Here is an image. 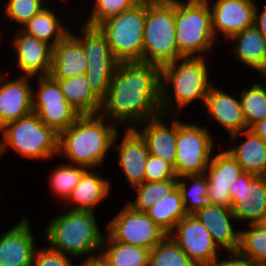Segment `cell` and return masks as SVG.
<instances>
[{
	"label": "cell",
	"instance_id": "cell-1",
	"mask_svg": "<svg viewBox=\"0 0 266 266\" xmlns=\"http://www.w3.org/2000/svg\"><path fill=\"white\" fill-rule=\"evenodd\" d=\"M160 101L161 67L119 62L99 114L116 126L128 124L126 128H136L161 113Z\"/></svg>",
	"mask_w": 266,
	"mask_h": 266
},
{
	"label": "cell",
	"instance_id": "cell-2",
	"mask_svg": "<svg viewBox=\"0 0 266 266\" xmlns=\"http://www.w3.org/2000/svg\"><path fill=\"white\" fill-rule=\"evenodd\" d=\"M120 130L100 114L82 115L59 134L58 156L71 164L89 169L99 168L113 146L116 132Z\"/></svg>",
	"mask_w": 266,
	"mask_h": 266
},
{
	"label": "cell",
	"instance_id": "cell-3",
	"mask_svg": "<svg viewBox=\"0 0 266 266\" xmlns=\"http://www.w3.org/2000/svg\"><path fill=\"white\" fill-rule=\"evenodd\" d=\"M205 58L180 57L161 67V113L168 117L175 113L177 115L178 111L186 109L196 100L202 101L204 106L205 98L214 84L209 80Z\"/></svg>",
	"mask_w": 266,
	"mask_h": 266
},
{
	"label": "cell",
	"instance_id": "cell-4",
	"mask_svg": "<svg viewBox=\"0 0 266 266\" xmlns=\"http://www.w3.org/2000/svg\"><path fill=\"white\" fill-rule=\"evenodd\" d=\"M60 214L50 219L44 230L48 247L72 258L86 255L83 261L99 259L104 235L95 212L69 209Z\"/></svg>",
	"mask_w": 266,
	"mask_h": 266
},
{
	"label": "cell",
	"instance_id": "cell-5",
	"mask_svg": "<svg viewBox=\"0 0 266 266\" xmlns=\"http://www.w3.org/2000/svg\"><path fill=\"white\" fill-rule=\"evenodd\" d=\"M175 27L178 58L206 57L217 42L207 0H175Z\"/></svg>",
	"mask_w": 266,
	"mask_h": 266
},
{
	"label": "cell",
	"instance_id": "cell-6",
	"mask_svg": "<svg viewBox=\"0 0 266 266\" xmlns=\"http://www.w3.org/2000/svg\"><path fill=\"white\" fill-rule=\"evenodd\" d=\"M175 0H146L142 62L159 67L178 59Z\"/></svg>",
	"mask_w": 266,
	"mask_h": 266
},
{
	"label": "cell",
	"instance_id": "cell-7",
	"mask_svg": "<svg viewBox=\"0 0 266 266\" xmlns=\"http://www.w3.org/2000/svg\"><path fill=\"white\" fill-rule=\"evenodd\" d=\"M0 133L2 156L9 148L19 156L35 161L58 155L59 134L45 125L36 113L7 123Z\"/></svg>",
	"mask_w": 266,
	"mask_h": 266
},
{
	"label": "cell",
	"instance_id": "cell-8",
	"mask_svg": "<svg viewBox=\"0 0 266 266\" xmlns=\"http://www.w3.org/2000/svg\"><path fill=\"white\" fill-rule=\"evenodd\" d=\"M146 0L98 25L119 62H142Z\"/></svg>",
	"mask_w": 266,
	"mask_h": 266
},
{
	"label": "cell",
	"instance_id": "cell-9",
	"mask_svg": "<svg viewBox=\"0 0 266 266\" xmlns=\"http://www.w3.org/2000/svg\"><path fill=\"white\" fill-rule=\"evenodd\" d=\"M210 131L196 123L177 119L175 172L178 177L204 174L213 155Z\"/></svg>",
	"mask_w": 266,
	"mask_h": 266
},
{
	"label": "cell",
	"instance_id": "cell-10",
	"mask_svg": "<svg viewBox=\"0 0 266 266\" xmlns=\"http://www.w3.org/2000/svg\"><path fill=\"white\" fill-rule=\"evenodd\" d=\"M118 212L105 227L116 241L151 250L168 235L145 212L135 211L127 204Z\"/></svg>",
	"mask_w": 266,
	"mask_h": 266
},
{
	"label": "cell",
	"instance_id": "cell-11",
	"mask_svg": "<svg viewBox=\"0 0 266 266\" xmlns=\"http://www.w3.org/2000/svg\"><path fill=\"white\" fill-rule=\"evenodd\" d=\"M38 78V89H33V113L57 134L66 130L79 117L66 101L59 83L50 75ZM36 91V92H35Z\"/></svg>",
	"mask_w": 266,
	"mask_h": 266
},
{
	"label": "cell",
	"instance_id": "cell-12",
	"mask_svg": "<svg viewBox=\"0 0 266 266\" xmlns=\"http://www.w3.org/2000/svg\"><path fill=\"white\" fill-rule=\"evenodd\" d=\"M229 191L236 221L263 223L266 217V176L243 172Z\"/></svg>",
	"mask_w": 266,
	"mask_h": 266
},
{
	"label": "cell",
	"instance_id": "cell-13",
	"mask_svg": "<svg viewBox=\"0 0 266 266\" xmlns=\"http://www.w3.org/2000/svg\"><path fill=\"white\" fill-rule=\"evenodd\" d=\"M168 235L197 266H213L221 257L220 248L194 214H187Z\"/></svg>",
	"mask_w": 266,
	"mask_h": 266
},
{
	"label": "cell",
	"instance_id": "cell-14",
	"mask_svg": "<svg viewBox=\"0 0 266 266\" xmlns=\"http://www.w3.org/2000/svg\"><path fill=\"white\" fill-rule=\"evenodd\" d=\"M207 1L216 40L220 34H223L225 40H229L236 33L254 25L257 6L254 0H213L214 3Z\"/></svg>",
	"mask_w": 266,
	"mask_h": 266
},
{
	"label": "cell",
	"instance_id": "cell-15",
	"mask_svg": "<svg viewBox=\"0 0 266 266\" xmlns=\"http://www.w3.org/2000/svg\"><path fill=\"white\" fill-rule=\"evenodd\" d=\"M243 172L240 164L225 149L212 156L204 173L208 180V203L231 208L229 189Z\"/></svg>",
	"mask_w": 266,
	"mask_h": 266
},
{
	"label": "cell",
	"instance_id": "cell-16",
	"mask_svg": "<svg viewBox=\"0 0 266 266\" xmlns=\"http://www.w3.org/2000/svg\"><path fill=\"white\" fill-rule=\"evenodd\" d=\"M16 51V66L22 72L21 76L35 78L50 75L53 60V46L49 43L27 35L18 29L12 40Z\"/></svg>",
	"mask_w": 266,
	"mask_h": 266
},
{
	"label": "cell",
	"instance_id": "cell-17",
	"mask_svg": "<svg viewBox=\"0 0 266 266\" xmlns=\"http://www.w3.org/2000/svg\"><path fill=\"white\" fill-rule=\"evenodd\" d=\"M124 129L120 144L117 142L119 133L116 132L113 140L116 147L112 149L118 152L120 169L132 189L145 181V164L149 153L145 139L135 128Z\"/></svg>",
	"mask_w": 266,
	"mask_h": 266
},
{
	"label": "cell",
	"instance_id": "cell-18",
	"mask_svg": "<svg viewBox=\"0 0 266 266\" xmlns=\"http://www.w3.org/2000/svg\"><path fill=\"white\" fill-rule=\"evenodd\" d=\"M31 79L33 77L19 76L5 80L4 73L0 72V129L33 112Z\"/></svg>",
	"mask_w": 266,
	"mask_h": 266
},
{
	"label": "cell",
	"instance_id": "cell-19",
	"mask_svg": "<svg viewBox=\"0 0 266 266\" xmlns=\"http://www.w3.org/2000/svg\"><path fill=\"white\" fill-rule=\"evenodd\" d=\"M30 220L20 222L0 236V263L2 266H33L36 249L35 236ZM34 236V237H33Z\"/></svg>",
	"mask_w": 266,
	"mask_h": 266
},
{
	"label": "cell",
	"instance_id": "cell-20",
	"mask_svg": "<svg viewBox=\"0 0 266 266\" xmlns=\"http://www.w3.org/2000/svg\"><path fill=\"white\" fill-rule=\"evenodd\" d=\"M213 84L205 98L204 111L208 119H213L224 128L229 136L247 130L240 97L229 95Z\"/></svg>",
	"mask_w": 266,
	"mask_h": 266
},
{
	"label": "cell",
	"instance_id": "cell-21",
	"mask_svg": "<svg viewBox=\"0 0 266 266\" xmlns=\"http://www.w3.org/2000/svg\"><path fill=\"white\" fill-rule=\"evenodd\" d=\"M212 236L213 241L222 251L237 252L240 230L233 228L236 221L231 208L221 205H206L195 214Z\"/></svg>",
	"mask_w": 266,
	"mask_h": 266
},
{
	"label": "cell",
	"instance_id": "cell-22",
	"mask_svg": "<svg viewBox=\"0 0 266 266\" xmlns=\"http://www.w3.org/2000/svg\"><path fill=\"white\" fill-rule=\"evenodd\" d=\"M166 114L142 122L141 129L135 128L145 139L148 153L170 163L175 169L177 119H173L170 127L164 122Z\"/></svg>",
	"mask_w": 266,
	"mask_h": 266
},
{
	"label": "cell",
	"instance_id": "cell-23",
	"mask_svg": "<svg viewBox=\"0 0 266 266\" xmlns=\"http://www.w3.org/2000/svg\"><path fill=\"white\" fill-rule=\"evenodd\" d=\"M240 135L246 136L245 140L237 146H229L226 151L240 164L244 172L266 176V141L251 129H247L231 135L232 143L236 142Z\"/></svg>",
	"mask_w": 266,
	"mask_h": 266
},
{
	"label": "cell",
	"instance_id": "cell-24",
	"mask_svg": "<svg viewBox=\"0 0 266 266\" xmlns=\"http://www.w3.org/2000/svg\"><path fill=\"white\" fill-rule=\"evenodd\" d=\"M87 59L81 44L69 33L53 47L50 76L66 79L86 74Z\"/></svg>",
	"mask_w": 266,
	"mask_h": 266
},
{
	"label": "cell",
	"instance_id": "cell-25",
	"mask_svg": "<svg viewBox=\"0 0 266 266\" xmlns=\"http://www.w3.org/2000/svg\"><path fill=\"white\" fill-rule=\"evenodd\" d=\"M234 57L262 76L266 73V39L255 25L236 33L229 39Z\"/></svg>",
	"mask_w": 266,
	"mask_h": 266
},
{
	"label": "cell",
	"instance_id": "cell-26",
	"mask_svg": "<svg viewBox=\"0 0 266 266\" xmlns=\"http://www.w3.org/2000/svg\"><path fill=\"white\" fill-rule=\"evenodd\" d=\"M99 175L94 169H89L63 203L72 204L70 210L95 212L94 208L109 197L112 187L110 180Z\"/></svg>",
	"mask_w": 266,
	"mask_h": 266
},
{
	"label": "cell",
	"instance_id": "cell-27",
	"mask_svg": "<svg viewBox=\"0 0 266 266\" xmlns=\"http://www.w3.org/2000/svg\"><path fill=\"white\" fill-rule=\"evenodd\" d=\"M54 80L79 116L99 114L102 101L92 92L86 74Z\"/></svg>",
	"mask_w": 266,
	"mask_h": 266
},
{
	"label": "cell",
	"instance_id": "cell-28",
	"mask_svg": "<svg viewBox=\"0 0 266 266\" xmlns=\"http://www.w3.org/2000/svg\"><path fill=\"white\" fill-rule=\"evenodd\" d=\"M106 236L99 256L105 266H148L150 249L116 241L108 232Z\"/></svg>",
	"mask_w": 266,
	"mask_h": 266
},
{
	"label": "cell",
	"instance_id": "cell-29",
	"mask_svg": "<svg viewBox=\"0 0 266 266\" xmlns=\"http://www.w3.org/2000/svg\"><path fill=\"white\" fill-rule=\"evenodd\" d=\"M51 8L45 7L22 25L20 30L54 47L70 33V30L69 27L62 25L60 17Z\"/></svg>",
	"mask_w": 266,
	"mask_h": 266
},
{
	"label": "cell",
	"instance_id": "cell-30",
	"mask_svg": "<svg viewBox=\"0 0 266 266\" xmlns=\"http://www.w3.org/2000/svg\"><path fill=\"white\" fill-rule=\"evenodd\" d=\"M81 35L70 34L81 44L87 63L96 62H119L110 50L106 35L98 26L82 24Z\"/></svg>",
	"mask_w": 266,
	"mask_h": 266
},
{
	"label": "cell",
	"instance_id": "cell-31",
	"mask_svg": "<svg viewBox=\"0 0 266 266\" xmlns=\"http://www.w3.org/2000/svg\"><path fill=\"white\" fill-rule=\"evenodd\" d=\"M146 213L167 234L181 219L187 216L178 188L156 202Z\"/></svg>",
	"mask_w": 266,
	"mask_h": 266
},
{
	"label": "cell",
	"instance_id": "cell-32",
	"mask_svg": "<svg viewBox=\"0 0 266 266\" xmlns=\"http://www.w3.org/2000/svg\"><path fill=\"white\" fill-rule=\"evenodd\" d=\"M178 179H166L163 181L146 182L132 188L137 192V197L134 201H127L133 210L138 212H147L156 202L167 197L177 188Z\"/></svg>",
	"mask_w": 266,
	"mask_h": 266
},
{
	"label": "cell",
	"instance_id": "cell-33",
	"mask_svg": "<svg viewBox=\"0 0 266 266\" xmlns=\"http://www.w3.org/2000/svg\"><path fill=\"white\" fill-rule=\"evenodd\" d=\"M182 179V180H181ZM190 181L191 187H187ZM177 188L180 191L183 206L187 214H195L208 205V180L205 174L184 175L178 177Z\"/></svg>",
	"mask_w": 266,
	"mask_h": 266
},
{
	"label": "cell",
	"instance_id": "cell-34",
	"mask_svg": "<svg viewBox=\"0 0 266 266\" xmlns=\"http://www.w3.org/2000/svg\"><path fill=\"white\" fill-rule=\"evenodd\" d=\"M89 168L75 164H61L49 175V188L58 201H66Z\"/></svg>",
	"mask_w": 266,
	"mask_h": 266
},
{
	"label": "cell",
	"instance_id": "cell-35",
	"mask_svg": "<svg viewBox=\"0 0 266 266\" xmlns=\"http://www.w3.org/2000/svg\"><path fill=\"white\" fill-rule=\"evenodd\" d=\"M247 230H240L237 252L246 258L266 266V225L249 224Z\"/></svg>",
	"mask_w": 266,
	"mask_h": 266
},
{
	"label": "cell",
	"instance_id": "cell-36",
	"mask_svg": "<svg viewBox=\"0 0 266 266\" xmlns=\"http://www.w3.org/2000/svg\"><path fill=\"white\" fill-rule=\"evenodd\" d=\"M239 94L247 128L266 117V84L252 82Z\"/></svg>",
	"mask_w": 266,
	"mask_h": 266
},
{
	"label": "cell",
	"instance_id": "cell-37",
	"mask_svg": "<svg viewBox=\"0 0 266 266\" xmlns=\"http://www.w3.org/2000/svg\"><path fill=\"white\" fill-rule=\"evenodd\" d=\"M148 266H197L179 245L167 235L149 255Z\"/></svg>",
	"mask_w": 266,
	"mask_h": 266
},
{
	"label": "cell",
	"instance_id": "cell-38",
	"mask_svg": "<svg viewBox=\"0 0 266 266\" xmlns=\"http://www.w3.org/2000/svg\"><path fill=\"white\" fill-rule=\"evenodd\" d=\"M119 62L87 63L86 76L92 92L102 101Z\"/></svg>",
	"mask_w": 266,
	"mask_h": 266
},
{
	"label": "cell",
	"instance_id": "cell-39",
	"mask_svg": "<svg viewBox=\"0 0 266 266\" xmlns=\"http://www.w3.org/2000/svg\"><path fill=\"white\" fill-rule=\"evenodd\" d=\"M142 0H94L88 18L83 23L98 26L104 20L135 7Z\"/></svg>",
	"mask_w": 266,
	"mask_h": 266
},
{
	"label": "cell",
	"instance_id": "cell-40",
	"mask_svg": "<svg viewBox=\"0 0 266 266\" xmlns=\"http://www.w3.org/2000/svg\"><path fill=\"white\" fill-rule=\"evenodd\" d=\"M44 1L47 3L46 0H7L4 16L22 26L45 8Z\"/></svg>",
	"mask_w": 266,
	"mask_h": 266
},
{
	"label": "cell",
	"instance_id": "cell-41",
	"mask_svg": "<svg viewBox=\"0 0 266 266\" xmlns=\"http://www.w3.org/2000/svg\"><path fill=\"white\" fill-rule=\"evenodd\" d=\"M166 179H178L174 167L163 159L149 154L145 164V181L156 182Z\"/></svg>",
	"mask_w": 266,
	"mask_h": 266
},
{
	"label": "cell",
	"instance_id": "cell-42",
	"mask_svg": "<svg viewBox=\"0 0 266 266\" xmlns=\"http://www.w3.org/2000/svg\"><path fill=\"white\" fill-rule=\"evenodd\" d=\"M71 258V256L53 251L49 247H38L34 254L33 266H73Z\"/></svg>",
	"mask_w": 266,
	"mask_h": 266
},
{
	"label": "cell",
	"instance_id": "cell-43",
	"mask_svg": "<svg viewBox=\"0 0 266 266\" xmlns=\"http://www.w3.org/2000/svg\"><path fill=\"white\" fill-rule=\"evenodd\" d=\"M231 258H221L213 266H262L252 259L241 256L238 252H229Z\"/></svg>",
	"mask_w": 266,
	"mask_h": 266
},
{
	"label": "cell",
	"instance_id": "cell-44",
	"mask_svg": "<svg viewBox=\"0 0 266 266\" xmlns=\"http://www.w3.org/2000/svg\"><path fill=\"white\" fill-rule=\"evenodd\" d=\"M263 8L260 12L259 6H256L254 25L266 39V5Z\"/></svg>",
	"mask_w": 266,
	"mask_h": 266
},
{
	"label": "cell",
	"instance_id": "cell-45",
	"mask_svg": "<svg viewBox=\"0 0 266 266\" xmlns=\"http://www.w3.org/2000/svg\"><path fill=\"white\" fill-rule=\"evenodd\" d=\"M256 135L266 141V117L250 128Z\"/></svg>",
	"mask_w": 266,
	"mask_h": 266
},
{
	"label": "cell",
	"instance_id": "cell-46",
	"mask_svg": "<svg viewBox=\"0 0 266 266\" xmlns=\"http://www.w3.org/2000/svg\"><path fill=\"white\" fill-rule=\"evenodd\" d=\"M78 266H105L100 259L92 260V261H81Z\"/></svg>",
	"mask_w": 266,
	"mask_h": 266
},
{
	"label": "cell",
	"instance_id": "cell-47",
	"mask_svg": "<svg viewBox=\"0 0 266 266\" xmlns=\"http://www.w3.org/2000/svg\"><path fill=\"white\" fill-rule=\"evenodd\" d=\"M2 157V146H1V136H0V159Z\"/></svg>",
	"mask_w": 266,
	"mask_h": 266
}]
</instances>
